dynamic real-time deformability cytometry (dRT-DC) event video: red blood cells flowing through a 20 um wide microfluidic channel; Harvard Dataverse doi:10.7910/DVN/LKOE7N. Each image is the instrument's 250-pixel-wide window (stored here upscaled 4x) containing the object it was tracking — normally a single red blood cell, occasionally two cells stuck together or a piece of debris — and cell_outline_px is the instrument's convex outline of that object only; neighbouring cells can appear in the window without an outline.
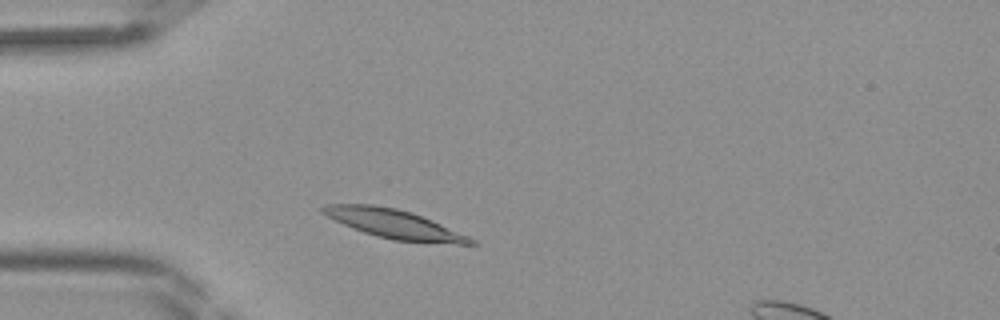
{"species": "Egyptian fruit bat (a non-hibernating species)", "species_latin": "Rousettus aegyptiacus", "temperature_condition": "room temperature", "stored_images_in_passage": 31, "camera_frame_rate_fps": 3000, "um_per_image_px": 0.085, "frame": {"image": 1, "passage_image": 4, "time_ms": 1.0, "image_size_px": [1000, 320], "cell_outline_px": [[480, 244], [456, 244], [392, 240], [376, 236], [352, 228], [320, 212], [320, 208], [324, 204], [372, 204], [396, 208], [412, 212], [468, 236], [476, 240]], "centroid_in_image_um": [33.49, 19.03], "position_along_channel_um": 51.5, "area_um2": 24.74}}
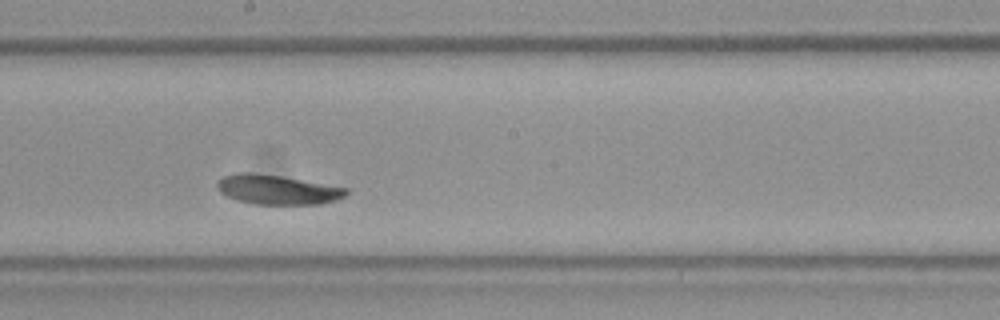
{"frame": {"image": 2, "passage_image": 16, "time_ms": 5.0, "image_size_px": [1000, 320], "cell_outline_px": [[348, 192], [344, 196], [336, 200], [320, 204], [256, 204], [236, 200], [220, 192], [216, 188], [216, 180], [224, 176], [240, 172], [252, 172], [280, 176], [348, 188]], "centroid_in_image_um": [23.53, 16.12], "position_along_channel_um": 224.7, "area_um2": 22.14}}
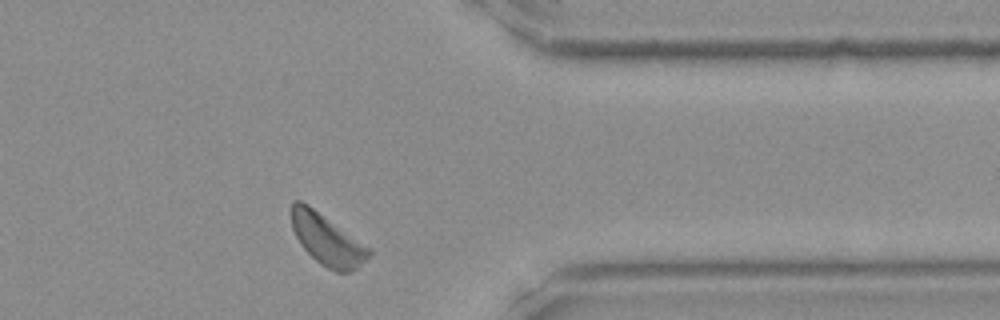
{"frame": {"image": 3, "passage_image": 27, "time_ms": 8.667, "image_size_px": [1000, 320], "cell_outline_px": [[372, 252], [356, 268], [348, 272], [336, 272], [320, 264], [300, 244], [292, 228], [292, 200], [300, 200], [308, 204], [372, 248]], "centroid_in_image_um": [27.81, 20.35], "position_along_channel_um": 383.6, "area_um2": 22.83}}